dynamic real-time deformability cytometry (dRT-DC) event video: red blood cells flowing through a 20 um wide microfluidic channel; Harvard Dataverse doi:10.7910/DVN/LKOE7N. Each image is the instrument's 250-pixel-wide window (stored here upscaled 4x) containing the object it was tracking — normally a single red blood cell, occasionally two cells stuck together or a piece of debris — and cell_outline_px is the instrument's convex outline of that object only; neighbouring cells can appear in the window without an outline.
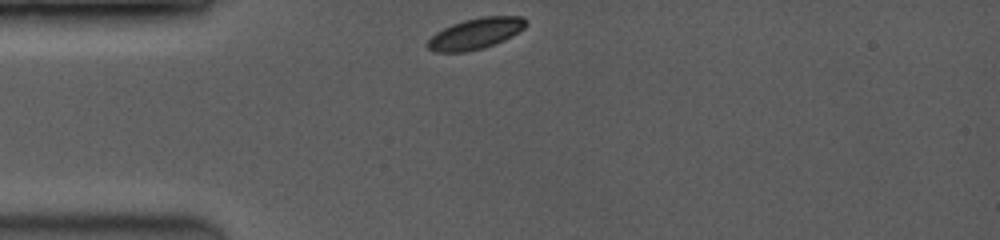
{"species": "common noctule bat (a hibernating species)", "species_latin": "Nyctalus noctula", "temperature_condition": "room temperature", "stored_images_in_passage": 36, "camera_frame_rate_fps": 3500, "um_per_image_px": 0.085, "animal": {"sex": "female", "body_mass_g": 19.0, "forearm_length_mm": 53.3}, "frame": {"image": 1, "passage_image": 1, "time_ms": 0.0, "image_size_px": [1000, 240], "cell_outline_px": [[528, 24], [524, 28], [504, 40], [484, 48], [464, 52], [432, 52], [424, 44], [436, 32], [452, 24], [464, 20], [480, 16], [524, 16], [528, 20]], "centroid_in_image_um": [40.42, 2.85], "position_along_channel_um": 44.6, "area_um2": 17.92}}
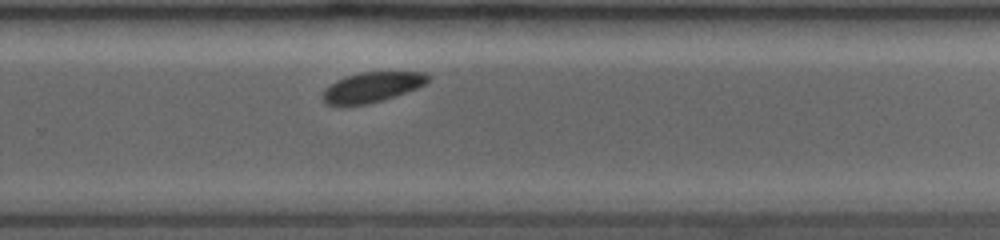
{"frame": {"image": 2, "passage_image": 25, "time_ms": 6.857, "image_size_px": [1000, 240], "cell_outline_px": [[432, 80], [416, 88], [396, 96], [384, 100], [368, 104], [340, 108], [336, 108], [324, 104], [320, 96], [324, 88], [336, 80], [344, 76], [360, 72], [424, 72], [432, 76]], "centroid_in_image_um": [31.53, 7.45], "position_along_channel_um": 298.3, "area_um2": 19.36}}
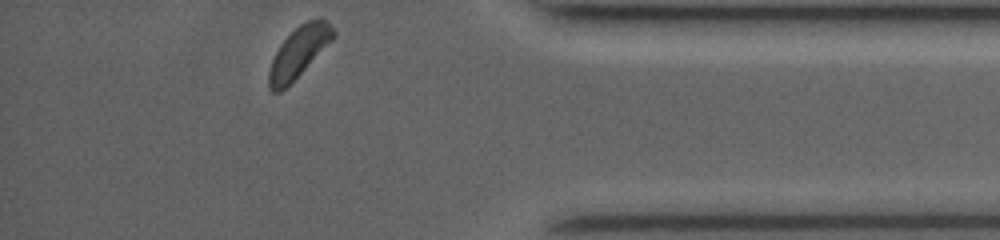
{"frame": {"image": 3, "passage_image": 36, "time_ms": 10.0, "image_size_px": [1000, 240], "cell_outline_px": [[336, 36], [280, 92], [272, 92], [268, 88], [268, 72], [272, 60], [280, 44], [300, 24], [308, 20], [320, 16], [336, 32]], "centroid_in_image_um": [25.38, 4.41], "position_along_channel_um": 409.8, "area_um2": 18.38}, "authors_computed_cell_mechanics": {"area_um2": 19.3052, "velocity_mm_per_s": 3.9919, "shape_relaxation_time_tau1_ms": null, "shape_relaxation_time_tau2_ms": 6.5159, "deformation_change_tau1": null, "deformation_change_tau2": 0.0833}}